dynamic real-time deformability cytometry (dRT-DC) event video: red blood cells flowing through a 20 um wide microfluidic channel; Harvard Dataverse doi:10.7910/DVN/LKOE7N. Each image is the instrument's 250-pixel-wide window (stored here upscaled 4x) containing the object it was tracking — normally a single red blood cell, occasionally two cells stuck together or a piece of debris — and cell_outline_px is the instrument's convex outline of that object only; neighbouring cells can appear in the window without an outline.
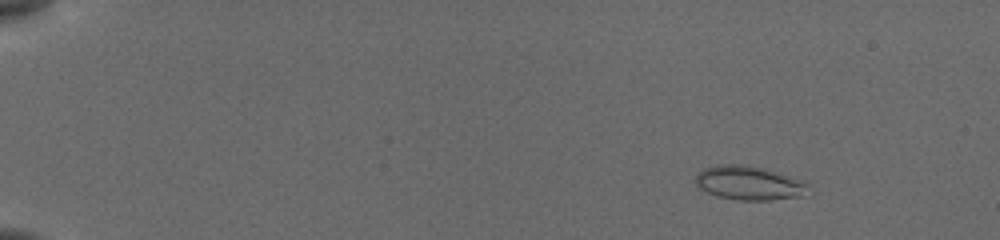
{"species": "common noctule bat (a hibernating species)", "species_latin": "Nyctalus noctula", "temperature_condition": "cold", "stored_images_in_passage": 53, "camera_frame_rate_fps": 3000, "um_per_image_px": 0.085, "animal": {"sex": "female", "body_mass_g": 19.5, "forearm_length_mm": 54.1}, "frame": {"image": 1, "passage_image": 5, "time_ms": 1.333, "image_size_px": [1000, 240], "cell_outline_px": [[808, 196], [768, 200], [736, 200], [716, 196], [700, 188], [696, 184], [696, 176], [704, 168], [716, 164], [748, 164], [764, 168], [808, 184]], "centroid_in_image_um": [63.65, 15.56], "position_along_channel_um": 21.3, "area_um2": 22.25}}
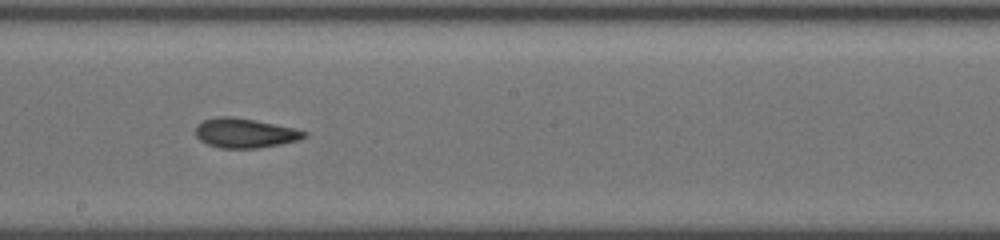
{"frame": {"image": 2, "passage_image": 31, "time_ms": 10.0, "image_size_px": [1000, 240], "cell_outline_px": [[308, 136], [300, 140], [260, 148], [220, 148], [208, 144], [200, 140], [196, 136], [196, 124], [204, 120], [220, 116], [232, 116], [256, 120], [296, 128], [308, 132]], "centroid_in_image_um": [20.85, 11.3], "position_along_channel_um": 227.3, "area_um2": 18.9}}
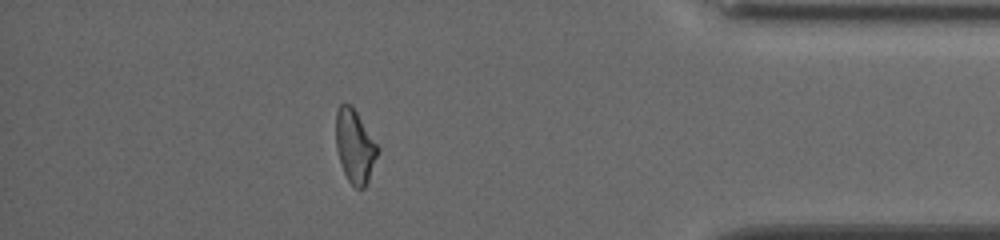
{"frame": {"image": 3, "passage_image": 47, "time_ms": 15.333, "image_size_px": [1000, 240], "cell_outline_px": [[380, 148], [368, 180], [364, 188], [356, 188], [348, 180], [344, 172], [336, 148], [336, 112], [340, 104], [352, 104]], "centroid_in_image_um": [30.17, 12.4], "position_along_channel_um": 405.0, "area_um2": 17.74}, "authors_computed_cell_mechanics": {"area_um2": 18.9006, "velocity_mm_per_s": 3.8738, "shape_relaxation_time_tau1_ms": 7.902, "shape_relaxation_time_tau2_ms": 3.0928, "deformation_change_tau1": 0.1713, "deformation_change_tau2": 0.1048}}